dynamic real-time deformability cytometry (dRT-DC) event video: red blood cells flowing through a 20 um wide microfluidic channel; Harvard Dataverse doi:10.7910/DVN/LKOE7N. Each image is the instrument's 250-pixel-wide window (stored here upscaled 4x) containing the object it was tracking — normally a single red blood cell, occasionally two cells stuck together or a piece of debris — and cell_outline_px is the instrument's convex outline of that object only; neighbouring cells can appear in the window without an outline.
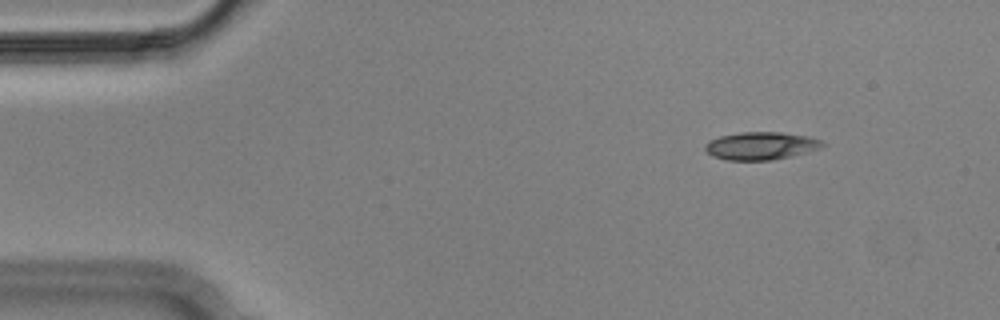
{"species": "Egyptian fruit bat (a non-hibernating species)", "species_latin": "Rousettus aegyptiacus", "temperature_condition": "cold", "stored_images_in_passage": 4, "camera_frame_rate_fps": 3000, "um_per_image_px": 0.085, "animal": {"sex": "male"}, "frame": {"image": 1, "passage_image": 2, "time_ms": 0.333, "image_size_px": [1000, 320], "cell_outline_px": [[824, 144], [820, 148], [808, 152], [772, 160], [728, 160], [712, 156], [704, 148], [704, 144], [708, 140], [720, 136], [740, 132], [780, 132], [808, 136], [820, 140]], "centroid_in_image_um": [64.64, 12.39], "position_along_channel_um": 20.4, "area_um2": 18.96}}